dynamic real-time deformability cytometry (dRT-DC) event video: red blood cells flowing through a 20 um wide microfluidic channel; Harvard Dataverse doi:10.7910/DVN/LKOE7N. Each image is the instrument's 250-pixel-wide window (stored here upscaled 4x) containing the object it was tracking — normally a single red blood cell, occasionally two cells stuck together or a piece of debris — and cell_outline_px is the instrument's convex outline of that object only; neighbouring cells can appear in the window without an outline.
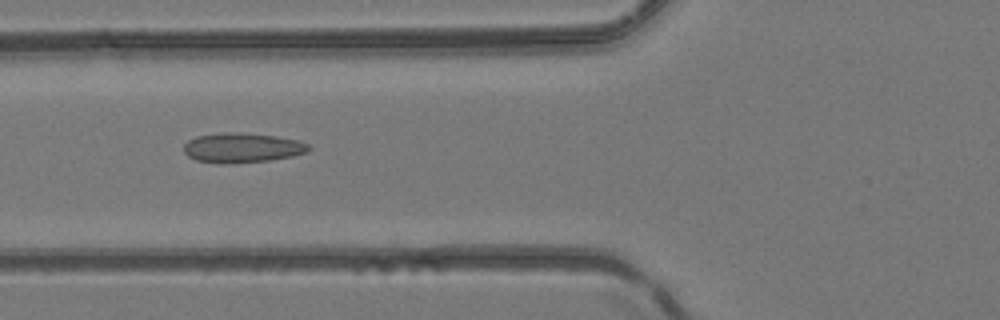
{"species": "common noctule bat (a hibernating species)", "species_latin": "Nyctalus noctula", "temperature_condition": "room temperature", "stored_images_in_passage": 6, "camera_frame_rate_fps": 3000, "um_per_image_px": 0.085, "animal": {"sex": "female", "body_mass_g": 24.6, "forearm_length_mm": 56.2}, "frame": {"image": 1, "passage_image": 5, "time_ms": 1.333, "image_size_px": [1000, 320], "cell_outline_px": [[312, 148], [308, 152], [292, 156], [268, 160], [232, 164], [220, 164], [196, 160], [188, 156], [184, 152], [184, 144], [188, 140], [196, 136], [228, 132], [240, 132], [276, 136], [296, 140], [308, 144]], "centroid_in_image_um": [20.57, 12.57], "position_along_channel_um": 105.2, "area_um2": 21.73}}
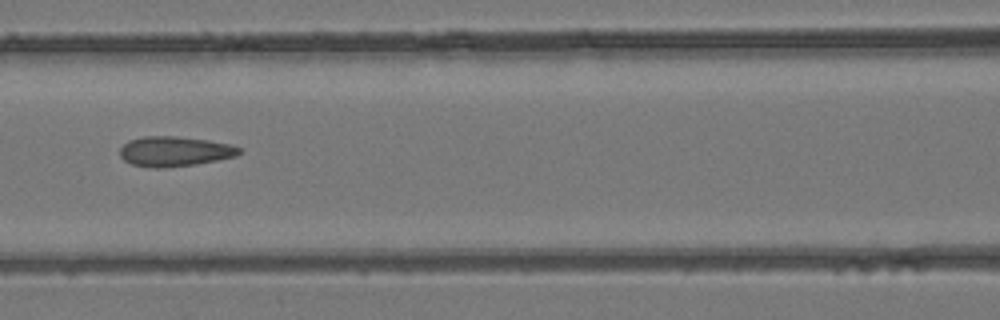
{"frame": {"image": 2, "passage_image": 6, "time_ms": 1.667, "image_size_px": [1000, 320], "cell_outline_px": [[240, 152], [236, 156], [196, 164], [164, 168], [152, 168], [132, 164], [124, 160], [120, 156], [120, 148], [128, 140], [144, 136], [176, 136], [208, 140], [232, 144], [240, 148]], "centroid_in_image_um": [14.83, 12.86], "position_along_channel_um": 151.8, "area_um2": 20.87}}